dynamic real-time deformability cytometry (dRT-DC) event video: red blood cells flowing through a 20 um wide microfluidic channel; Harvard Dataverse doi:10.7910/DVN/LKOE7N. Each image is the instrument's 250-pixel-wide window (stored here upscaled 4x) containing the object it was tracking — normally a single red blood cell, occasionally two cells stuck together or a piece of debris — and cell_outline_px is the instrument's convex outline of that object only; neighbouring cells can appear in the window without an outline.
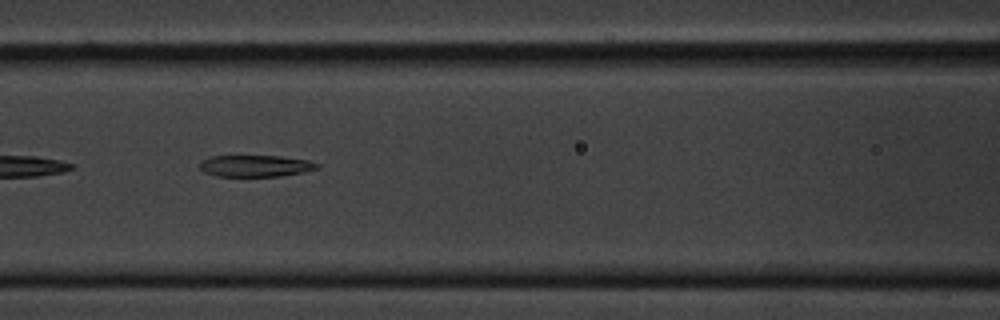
{"species": "common noctule bat (a hibernating species)", "species_latin": "Nyctalus noctula", "temperature_condition": "cold", "stored_images_in_passage": 19, "camera_frame_rate_fps": 3000, "um_per_image_px": 0.085, "animal": {"sex": "male", "body_mass_g": 20.1, "forearm_length_mm": 53.5}, "frame": {"image": 1, "passage_image": 9, "time_ms": 2.667, "image_size_px": [1000, 320], "cell_outline_px": [[320, 168], [304, 172], [280, 176], [216, 176], [204, 172], [200, 168], [200, 160], [212, 156], [280, 156], [308, 160], [320, 164]], "centroid_in_image_um": [21.73, 14.1], "position_along_channel_um": 144.9, "area_um2": 14.85}}